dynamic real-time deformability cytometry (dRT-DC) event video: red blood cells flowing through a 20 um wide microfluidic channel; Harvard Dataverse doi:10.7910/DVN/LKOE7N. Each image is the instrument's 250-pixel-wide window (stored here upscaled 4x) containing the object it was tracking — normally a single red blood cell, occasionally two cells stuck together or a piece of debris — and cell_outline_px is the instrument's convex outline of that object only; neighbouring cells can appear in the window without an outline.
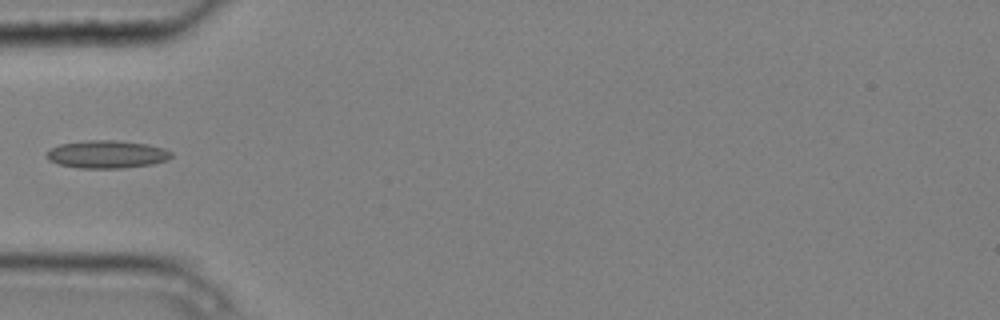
{"species": "common noctule bat (a hibernating species)", "species_latin": "Nyctalus noctula", "temperature_condition": "cold", "stored_images_in_passage": 2, "camera_frame_rate_fps": 3000, "um_per_image_px": 0.085, "animal": {"sex": "male", "body_mass_g": 20.4}, "frame": {"image": 1, "passage_image": 2, "time_ms": 0.333, "image_size_px": [1000, 320], "cell_outline_px": [[172, 156], [168, 160], [152, 164], [120, 168], [80, 168], [60, 164], [48, 160], [48, 148], [60, 144], [88, 140], [120, 140], [148, 144], [164, 148], [172, 152]], "centroid_in_image_um": [9.11, 13.1], "position_along_channel_um": 75.9, "area_um2": 20.23}}